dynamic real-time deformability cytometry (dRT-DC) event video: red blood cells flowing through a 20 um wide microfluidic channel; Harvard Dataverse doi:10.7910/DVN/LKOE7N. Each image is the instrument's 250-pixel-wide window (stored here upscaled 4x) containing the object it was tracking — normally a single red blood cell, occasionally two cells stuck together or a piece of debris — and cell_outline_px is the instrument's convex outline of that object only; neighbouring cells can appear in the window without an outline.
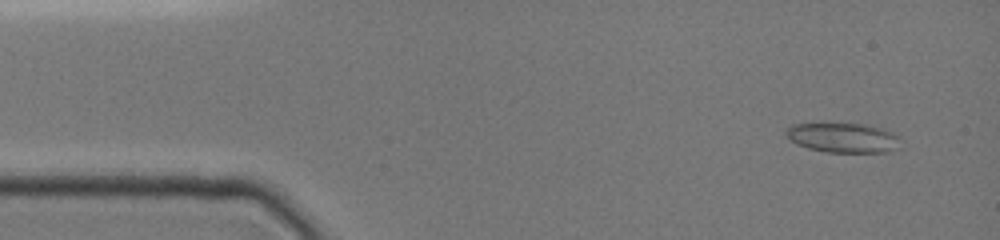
{"species": "common noctule bat (a hibernating species)", "species_latin": "Nyctalus noctula", "temperature_condition": "cold", "stored_images_in_passage": 48, "camera_frame_rate_fps": 3000, "um_per_image_px": 0.085, "animal": {"sex": "female", "body_mass_g": 19.0, "forearm_length_mm": 51.5}, "frame": {"image": 1, "passage_image": 3, "time_ms": 0.667, "image_size_px": [1000, 240], "cell_outline_px": [[904, 148], [888, 152], [828, 152], [808, 148], [796, 144], [784, 132], [788, 128], [796, 124], [860, 124], [880, 128], [892, 132], [900, 136]], "centroid_in_image_um": [71.78, 11.73], "position_along_channel_um": 13.2, "area_um2": 19.83}}
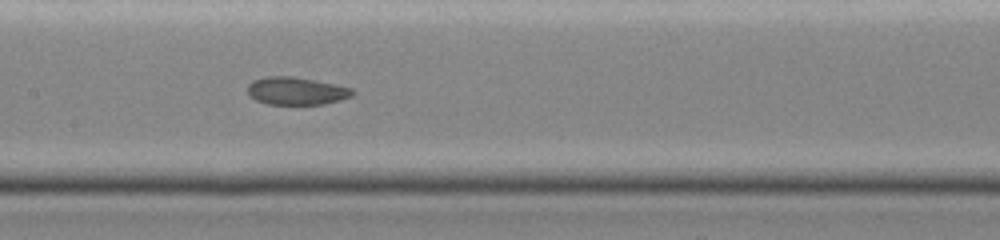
{"frame": {"image": 2, "passage_image": 23, "time_ms": 7.333, "image_size_px": [1000, 240], "cell_outline_px": [[356, 92], [352, 96], [340, 100], [324, 104], [268, 104], [256, 100], [248, 92], [248, 84], [252, 80], [268, 76], [292, 76], [352, 88]], "centroid_in_image_um": [25.19, 7.73], "position_along_channel_um": 182.2, "area_um2": 16.76}}
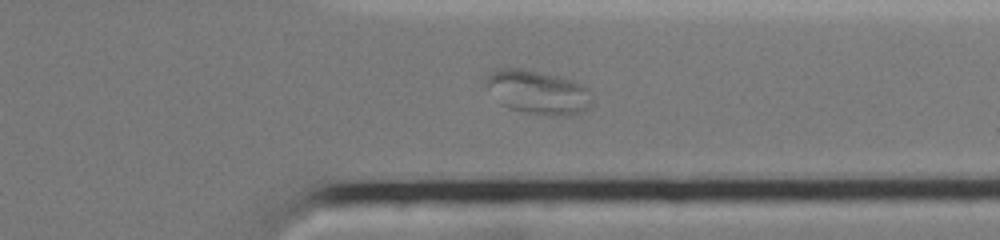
{"frame": {"image": 3, "passage_image": 37, "time_ms": 12.0, "image_size_px": [1000, 240], "cell_outline_px": [[592, 104], [588, 108], [580, 112], [568, 116], [552, 116], [528, 112], [508, 108], [500, 104], [484, 84], [484, 80], [492, 72], [500, 68], [516, 68], [540, 72], [572, 80], [584, 84], [592, 92]], "centroid_in_image_um": [45.75, 7.84], "position_along_channel_um": 365.6, "area_um2": 27.17}}